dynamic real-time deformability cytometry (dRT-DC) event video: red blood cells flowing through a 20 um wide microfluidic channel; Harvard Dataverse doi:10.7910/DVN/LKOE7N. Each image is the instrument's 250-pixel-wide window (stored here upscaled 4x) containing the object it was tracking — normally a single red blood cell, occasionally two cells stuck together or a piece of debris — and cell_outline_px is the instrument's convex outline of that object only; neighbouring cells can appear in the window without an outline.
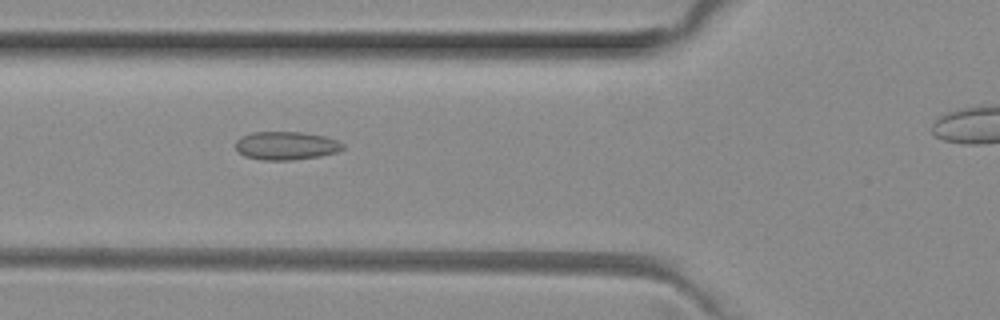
{"species": "common noctule bat (a hibernating species)", "species_latin": "Nyctalus noctula", "temperature_condition": "room temperature", "stored_images_in_passage": 5, "camera_frame_rate_fps": 3000, "um_per_image_px": 0.085, "animal": {"sex": "female", "body_mass_g": 29.2, "forearm_length_mm": 56.3}, "frame": {"image": 1, "passage_image": 3, "time_ms": 0.667, "image_size_px": [1000, 320], "cell_outline_px": [[344, 148], [336, 152], [320, 156], [292, 160], [260, 160], [244, 156], [236, 148], [236, 140], [252, 132], [300, 132], [324, 136], [336, 140], [344, 144]], "centroid_in_image_um": [24.32, 12.39], "position_along_channel_um": 101.5, "area_um2": 17.57}}
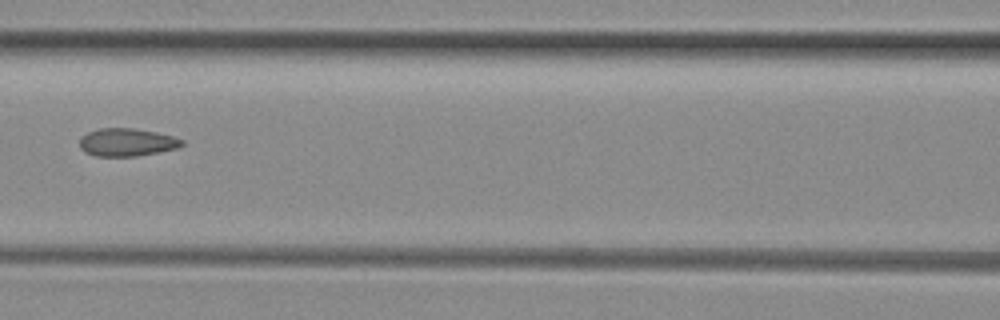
{"frame": {"image": 2, "passage_image": 4, "time_ms": 1.0, "image_size_px": [1000, 320], "cell_outline_px": [[184, 144], [176, 148], [160, 152], [136, 156], [96, 156], [84, 152], [80, 148], [80, 140], [88, 132], [100, 128], [136, 128], [156, 132], [172, 136], [184, 140]], "centroid_in_image_um": [10.8, 12.09], "position_along_channel_um": 155.8, "area_um2": 16.59}}
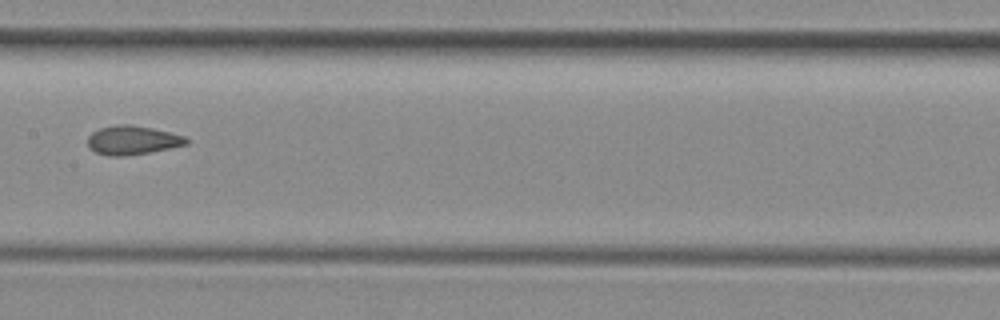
{"frame": {"image": 3, "passage_image": 5, "time_ms": 1.333, "image_size_px": [1000, 320], "cell_outline_px": [[188, 144], [148, 152], [124, 156], [108, 156], [96, 152], [88, 148], [88, 136], [92, 132], [100, 128], [116, 124], [132, 124], [152, 128], [184, 136], [188, 140]], "centroid_in_image_um": [11.21, 11.91], "position_along_channel_um": 196.2, "area_um2": 16.53}}